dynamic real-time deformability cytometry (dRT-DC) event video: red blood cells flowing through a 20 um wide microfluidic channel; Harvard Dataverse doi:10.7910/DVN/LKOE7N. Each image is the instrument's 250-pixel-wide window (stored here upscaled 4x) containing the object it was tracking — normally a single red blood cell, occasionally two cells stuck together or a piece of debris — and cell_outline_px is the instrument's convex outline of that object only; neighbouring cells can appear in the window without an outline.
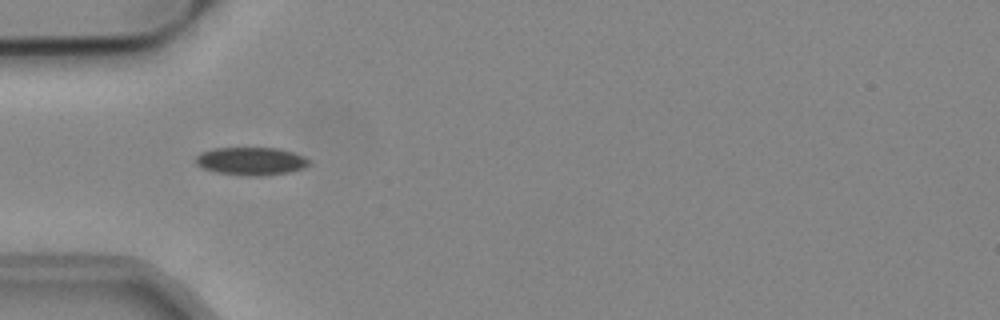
{"species": "common noctule bat (a hibernating species)", "species_latin": "Nyctalus noctula", "temperature_condition": "cold", "stored_images_in_passage": 37, "camera_frame_rate_fps": 3000, "um_per_image_px": 0.085, "animal": {"sex": "male", "body_mass_g": 19.2, "forearm_length_mm": 51.8}, "frame": {"image": 1, "passage_image": 1, "time_ms": 0.0, "image_size_px": [1000, 320], "cell_outline_px": [[308, 164], [304, 168], [288, 172], [260, 176], [252, 176], [216, 172], [200, 168], [196, 164], [196, 156], [200, 152], [212, 148], [280, 148], [304, 156], [308, 160]], "centroid_in_image_um": [21.3, 13.69], "position_along_channel_um": 63.7, "area_um2": 18.44}}
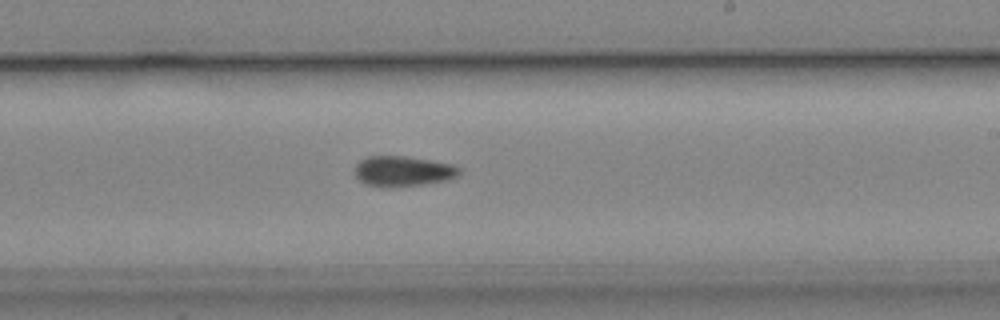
{"frame": {"image": 2, "passage_image": 16, "time_ms": 5.0, "image_size_px": [1000, 320], "cell_outline_px": [[460, 172], [456, 176], [448, 180], [420, 184], [388, 188], [368, 184], [360, 180], [356, 176], [356, 164], [360, 160], [368, 156], [404, 156], [452, 164], [460, 168]], "centroid_in_image_um": [34.25, 14.55], "position_along_channel_um": 254.8, "area_um2": 18.21}}
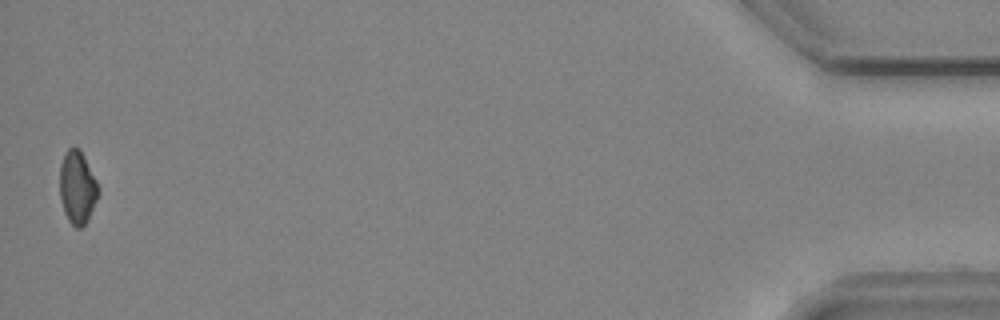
{"frame": {"image": 3, "passage_image": 37, "time_ms": 12.0, "image_size_px": [1000, 320], "cell_outline_px": [[100, 192], [88, 220], [80, 228], [76, 228], [68, 220], [64, 212], [60, 196], [60, 164], [68, 148], [80, 148], [100, 188]], "centroid_in_image_um": [6.59, 15.94], "position_along_channel_um": 428.6, "area_um2": 16.36}, "authors_computed_cell_mechanics": {"area_um2": 17.8024, "velocity_mm_per_s": 3.8539, "shape_relaxation_time_tau1_ms": null, "shape_relaxation_time_tau2_ms": 5.9388, "deformation_change_tau1": null, "deformation_change_tau2": 0.1155}}